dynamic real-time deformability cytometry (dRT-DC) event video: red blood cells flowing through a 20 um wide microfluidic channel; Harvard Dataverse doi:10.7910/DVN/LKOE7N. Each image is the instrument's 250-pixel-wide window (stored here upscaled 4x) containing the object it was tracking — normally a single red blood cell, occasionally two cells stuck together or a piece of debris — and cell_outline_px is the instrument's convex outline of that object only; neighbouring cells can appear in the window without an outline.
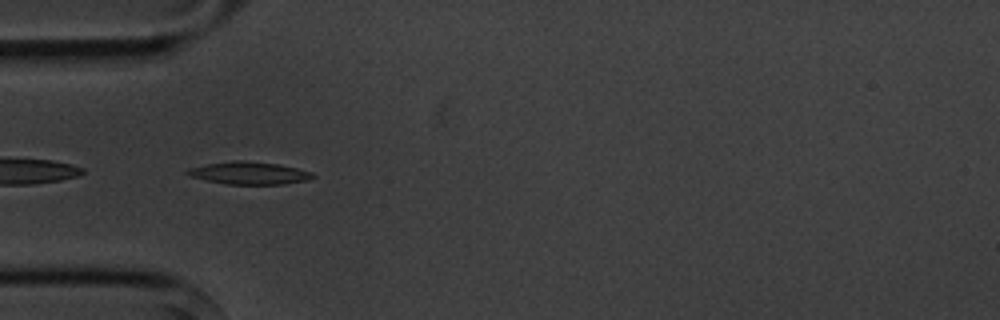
{"species": "common noctule bat (a hibernating species)", "species_latin": "Nyctalus noctula", "temperature_condition": "cold", "stored_images_in_passage": 14, "camera_frame_rate_fps": 3000, "um_per_image_px": 0.085, "animal": {"sex": "male", "body_mass_g": 20.1, "forearm_length_mm": 53.5}, "frame": {"image": 1, "passage_image": 4, "time_ms": 4.333, "image_size_px": [1000, 320], "cell_outline_px": [[316, 176], [308, 180], [284, 184], [224, 184], [192, 176], [184, 172], [188, 168], [208, 164], [232, 160], [240, 160], [276, 164], [296, 168], [312, 172]], "centroid_in_image_um": [21.19, 14.71], "position_along_channel_um": 63.8, "area_um2": 16.24}}
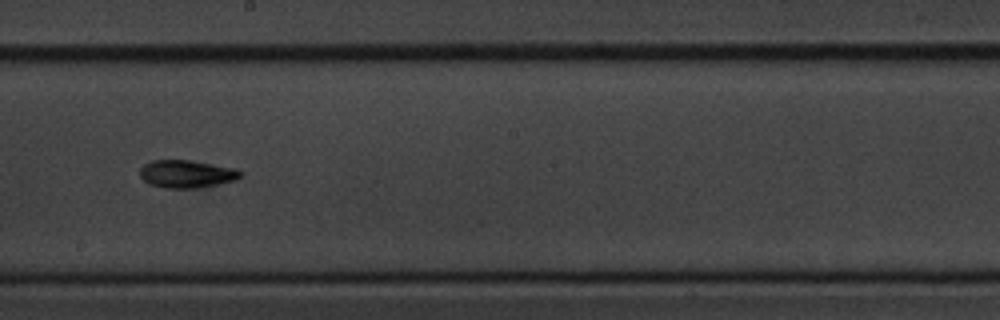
{"frame": {"image": 2, "passage_image": 8, "time_ms": 9.0, "image_size_px": [1000, 320], "cell_outline_px": [[244, 172], [236, 180], [220, 184], [196, 188], [164, 188], [148, 184], [140, 176], [140, 168], [144, 164], [152, 160], [188, 160], [236, 168]], "centroid_in_image_um": [15.87, 14.79], "position_along_channel_um": 232.3, "area_um2": 16.36}}
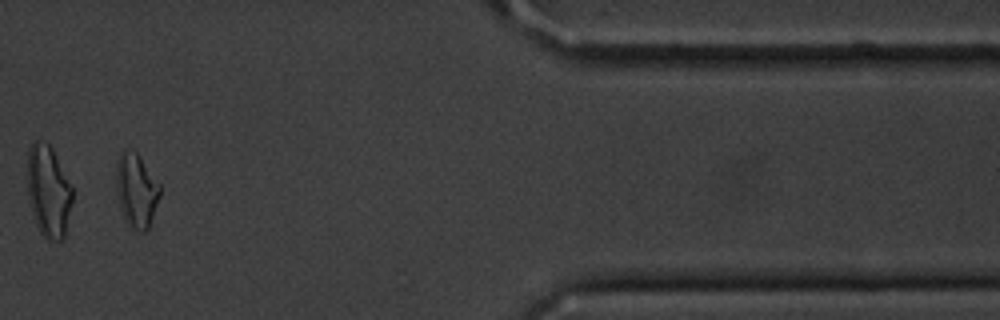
{"frame": {"image": 3, "passage_image": 12, "time_ms": 14.667, "image_size_px": [1000, 320], "cell_outline_px": [[160, 196], [148, 228], [144, 232], [140, 232], [132, 228], [124, 220], [120, 208], [116, 192], [116, 160], [120, 152], [124, 148], [136, 152], [140, 156], [160, 184]], "centroid_in_image_um": [11.57, 16.16], "position_along_channel_um": 399.8, "area_um2": 19.07}, "authors_computed_cell_mechanics": {"area_um2": 16.2996, "velocity_mm_per_s": 3.6162, "shape_relaxation_time_tau1_ms": 4.3168, "shape_relaxation_time_tau2_ms": null, "deformation_change_tau1": 0.1167, "deformation_change_tau2": null}}